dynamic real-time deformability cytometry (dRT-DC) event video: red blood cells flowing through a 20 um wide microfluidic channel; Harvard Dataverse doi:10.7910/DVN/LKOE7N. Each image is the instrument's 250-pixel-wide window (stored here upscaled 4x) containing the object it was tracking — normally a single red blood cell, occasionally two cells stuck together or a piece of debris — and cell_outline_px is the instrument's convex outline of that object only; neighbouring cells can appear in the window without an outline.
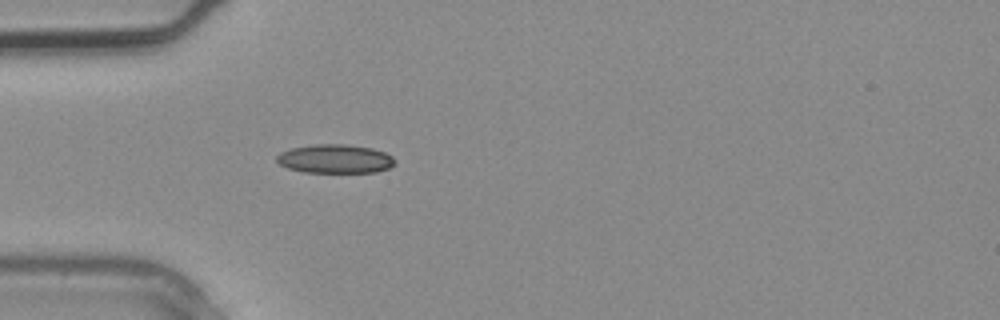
{"species": "common noctule bat (a hibernating species)", "species_latin": "Nyctalus noctula", "temperature_condition": "warm", "stored_images_in_passage": 3, "camera_frame_rate_fps": 3000, "um_per_image_px": 0.085, "animal": {"sex": "male", "body_mass_g": 20.4}, "frame": {"image": 1, "passage_image": 3, "time_ms": 0.667, "image_size_px": [1000, 320], "cell_outline_px": [[396, 164], [388, 168], [376, 172], [304, 172], [288, 168], [280, 164], [276, 160], [276, 156], [280, 152], [292, 148], [312, 144], [344, 144], [372, 148], [384, 152], [392, 156], [396, 160]], "centroid_in_image_um": [28.49, 13.5], "position_along_channel_um": 56.5, "area_um2": 19.88}}